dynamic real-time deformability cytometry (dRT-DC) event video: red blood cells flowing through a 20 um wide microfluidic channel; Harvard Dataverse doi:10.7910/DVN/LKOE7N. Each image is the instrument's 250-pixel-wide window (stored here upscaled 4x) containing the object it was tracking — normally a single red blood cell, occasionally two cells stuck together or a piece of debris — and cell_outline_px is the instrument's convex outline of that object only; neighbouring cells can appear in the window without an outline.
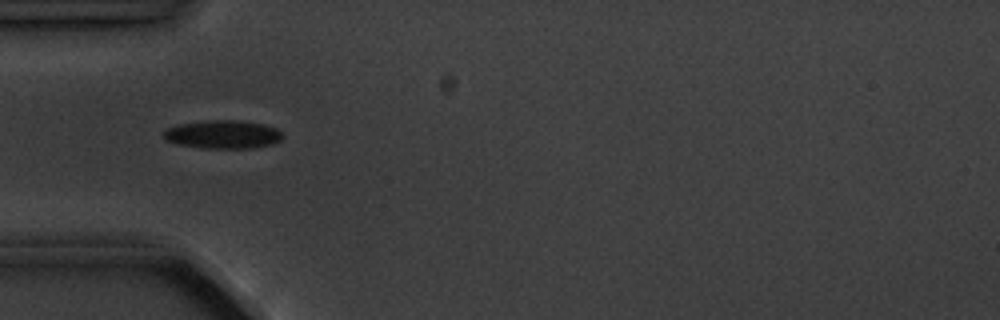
{"species": "common noctule bat (a hibernating species)", "species_latin": "Nyctalus noctula", "temperature_condition": "cold", "stored_images_in_passage": 8, "camera_frame_rate_fps": 3000, "um_per_image_px": 0.085, "animal": {"sex": "male", "body_mass_g": 20.1, "forearm_length_mm": 53.5}, "frame": {"image": 1, "passage_image": 4, "time_ms": 3.333, "image_size_px": [1000, 320], "cell_outline_px": [[284, 136], [280, 140], [272, 144], [252, 148], [200, 148], [176, 144], [164, 140], [164, 132], [168, 128], [176, 124], [208, 120], [236, 120], [264, 124], [276, 128]], "centroid_in_image_um": [18.92, 11.43], "position_along_channel_um": 66.1, "area_um2": 19.77}}
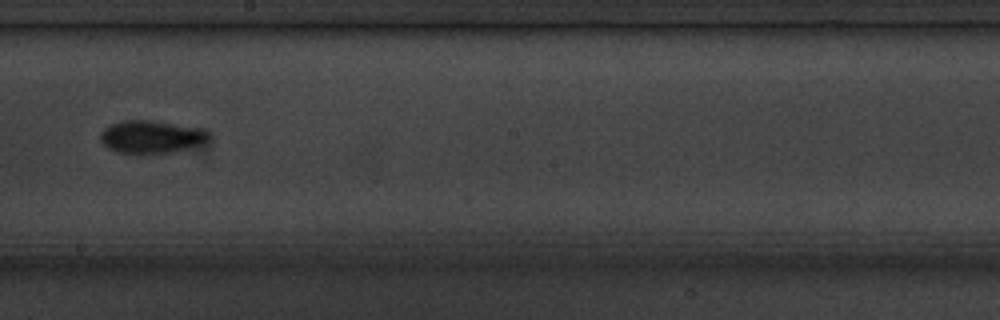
{"frame": {"image": 2, "passage_image": 8, "time_ms": 8.0, "image_size_px": [1000, 320], "cell_outline_px": [[208, 140], [188, 148], [172, 152], [140, 156], [136, 156], [116, 152], [108, 148], [100, 140], [100, 136], [104, 128], [120, 120], [152, 120], [204, 128], [208, 132]], "centroid_in_image_um": [12.82, 11.66], "position_along_channel_um": 235.4, "area_um2": 21.27}}